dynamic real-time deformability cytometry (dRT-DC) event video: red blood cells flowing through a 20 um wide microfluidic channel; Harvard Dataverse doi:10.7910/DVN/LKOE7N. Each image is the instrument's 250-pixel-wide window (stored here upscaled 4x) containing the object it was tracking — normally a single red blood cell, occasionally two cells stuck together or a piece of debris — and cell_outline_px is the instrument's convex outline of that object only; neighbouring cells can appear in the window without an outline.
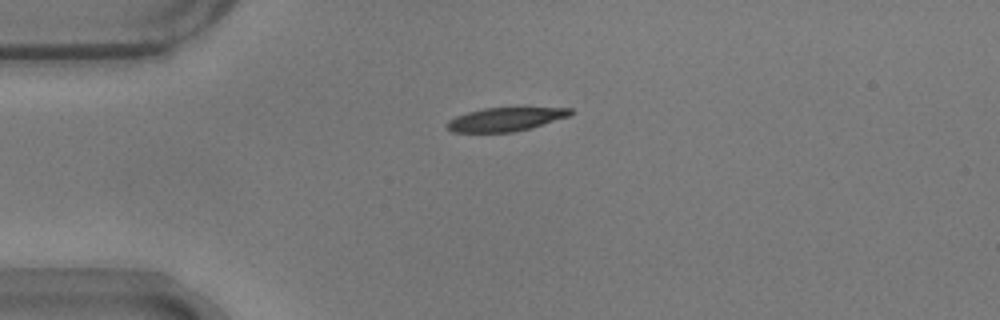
{"species": "common noctule bat (a hibernating species)", "species_latin": "Nyctalus noctula", "temperature_condition": "warm", "stored_images_in_passage": 42, "camera_frame_rate_fps": 3000, "um_per_image_px": 0.085, "animal": {"sex": "male", "body_mass_g": 17.9}, "frame": {"image": 1, "passage_image": 1, "time_ms": 0.0, "image_size_px": [1000, 320], "cell_outline_px": [[576, 112], [568, 116], [528, 128], [512, 132], [452, 132], [448, 128], [448, 120], [456, 116], [468, 112], [484, 108], [572, 108]], "centroid_in_image_um": [42.95, 10.13], "position_along_channel_um": 42.0, "area_um2": 16.59}}
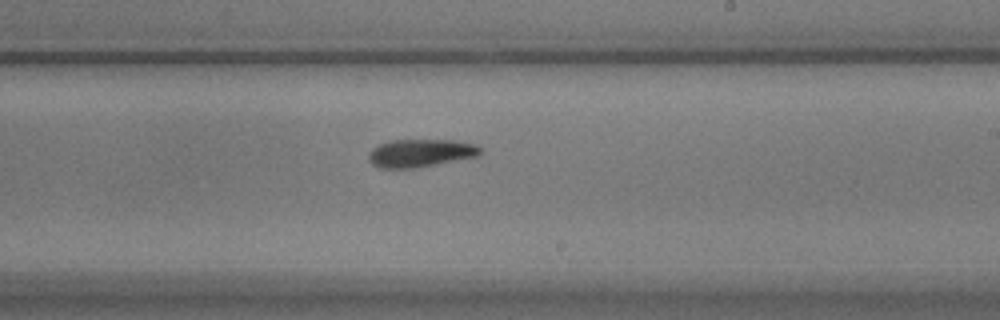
{"frame": {"image": 2, "passage_image": 20, "time_ms": 6.333, "image_size_px": [1000, 320], "cell_outline_px": [[484, 152], [476, 156], [416, 168], [380, 168], [372, 164], [368, 160], [368, 156], [372, 148], [388, 140], [456, 140], [476, 144]], "centroid_in_image_um": [35.73, 13.0], "position_along_channel_um": 253.3, "area_um2": 18.21}}
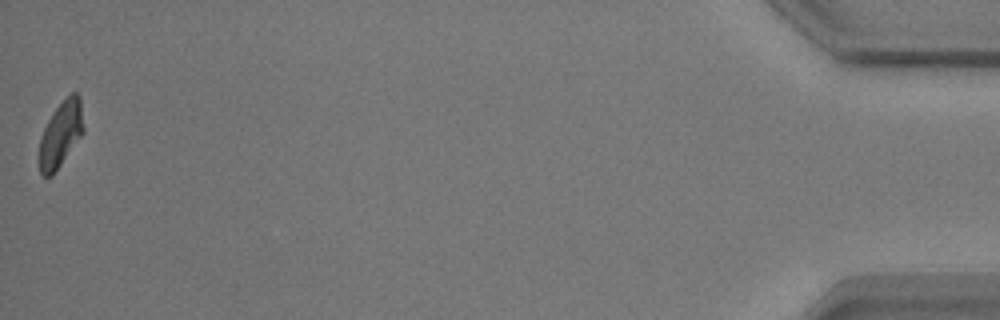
{"frame": {"image": 3, "passage_image": 42, "time_ms": 13.667, "image_size_px": [1000, 320], "cell_outline_px": [[84, 132], [52, 176], [44, 176], [40, 172], [40, 136], [48, 120], [56, 108], [72, 92], [76, 92], [80, 96], [84, 128]], "centroid_in_image_um": [5.18, 11.39], "position_along_channel_um": 430.0, "area_um2": 16.65}, "authors_computed_cell_mechanics": {"area_um2": 18.0625, "velocity_mm_per_s": 3.7076, "shape_relaxation_time_tau1_ms": 3.4565, "shape_relaxation_time_tau2_ms": 5.8445, "deformation_change_tau1": 0.1685, "deformation_change_tau2": 0.1322}}